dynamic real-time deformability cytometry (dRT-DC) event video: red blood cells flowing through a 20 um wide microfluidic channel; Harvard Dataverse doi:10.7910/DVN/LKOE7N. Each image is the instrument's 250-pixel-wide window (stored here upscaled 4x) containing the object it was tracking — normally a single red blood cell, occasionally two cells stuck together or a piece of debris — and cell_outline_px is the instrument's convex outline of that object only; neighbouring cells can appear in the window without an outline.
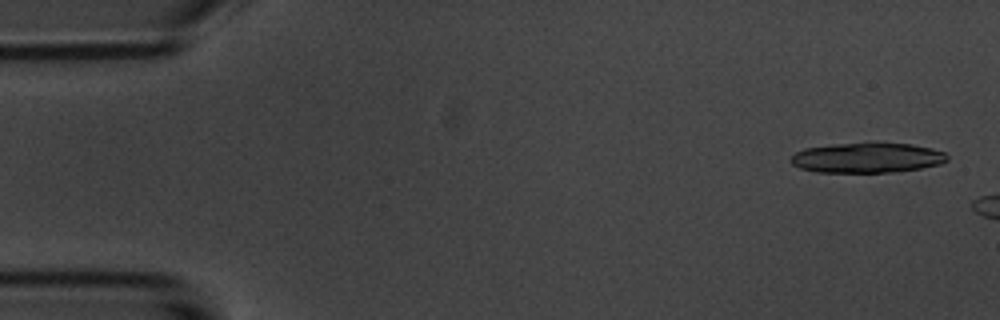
{"species": "common noctule bat (a hibernating species)", "species_latin": "Nyctalus noctula", "temperature_condition": "room temperature", "stored_images_in_passage": 3, "camera_frame_rate_fps": 3000, "um_per_image_px": 0.085, "animal": {"sex": "male", "body_mass_g": 20.1, "forearm_length_mm": 53.5}, "frame": {"image": 1, "passage_image": 1, "time_ms": 0.0, "image_size_px": [1000, 320], "cell_outline_px": [[948, 160], [940, 164], [920, 168], [892, 172], [816, 172], [800, 168], [792, 164], [788, 160], [796, 152], [804, 148], [832, 144], [872, 140], [912, 144], [932, 148], [944, 152], [948, 156]], "centroid_in_image_um": [73.7, 13.37], "position_along_channel_um": 11.3, "area_um2": 28.26}}